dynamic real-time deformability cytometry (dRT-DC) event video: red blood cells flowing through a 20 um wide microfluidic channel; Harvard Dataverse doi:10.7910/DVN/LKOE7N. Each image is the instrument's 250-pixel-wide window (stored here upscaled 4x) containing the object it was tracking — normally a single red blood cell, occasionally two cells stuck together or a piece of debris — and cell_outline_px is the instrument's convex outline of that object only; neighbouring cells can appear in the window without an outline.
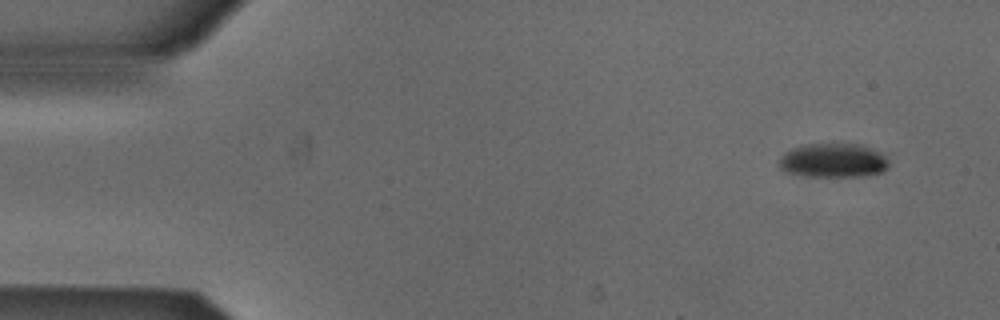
{"species": "Egyptian fruit bat (a non-hibernating species)", "species_latin": "Rousettus aegyptiacus", "temperature_condition": "cold", "stored_images_in_passage": 4, "camera_frame_rate_fps": 3000, "um_per_image_px": 0.085, "animal": {"sex": "male"}, "frame": {"image": 1, "passage_image": 1, "time_ms": 0.0, "image_size_px": [1000, 320], "cell_outline_px": [[888, 168], [884, 172], [864, 176], [808, 176], [784, 172], [776, 164], [776, 160], [784, 152], [808, 144], [860, 144], [880, 152], [888, 156]], "centroid_in_image_um": [70.82, 13.65], "position_along_channel_um": 14.2, "area_um2": 22.08}}
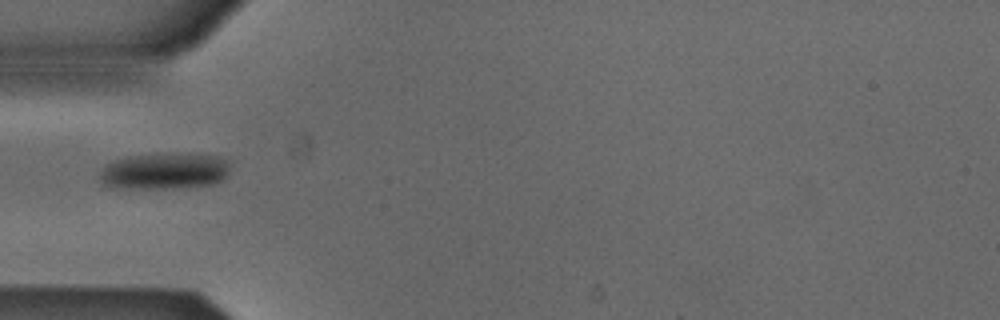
{"frame": {"image": 2, "passage_image": 4, "time_ms": 1.0, "image_size_px": [1000, 320], "cell_outline_px": [[228, 172], [224, 180], [216, 184], [172, 188], [128, 188], [104, 184], [100, 180], [100, 172], [104, 164], [112, 160], [128, 156], [156, 152], [188, 152], [216, 156], [228, 160]], "centroid_in_image_um": [14.0, 14.5], "position_along_channel_um": 71.0, "area_um2": 28.38}}